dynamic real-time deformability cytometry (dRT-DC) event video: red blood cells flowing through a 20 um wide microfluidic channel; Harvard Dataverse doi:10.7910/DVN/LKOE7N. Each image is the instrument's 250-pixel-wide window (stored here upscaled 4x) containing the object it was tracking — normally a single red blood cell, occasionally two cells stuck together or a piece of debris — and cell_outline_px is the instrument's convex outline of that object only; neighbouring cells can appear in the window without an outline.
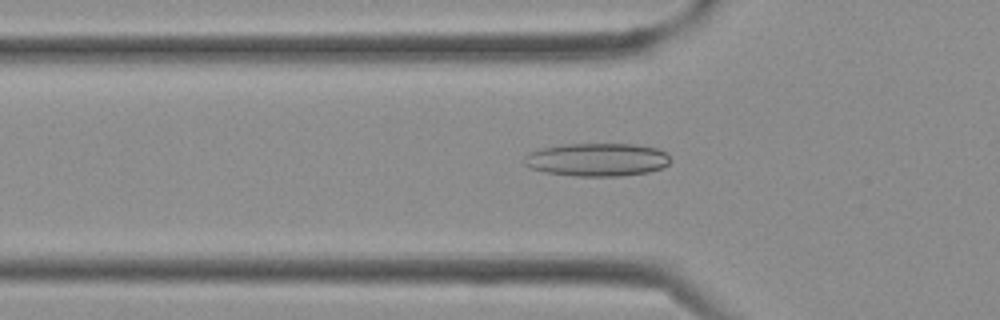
{"species": "Egyptian fruit bat (a non-hibernating species)", "species_latin": "Rousettus aegyptiacus", "temperature_condition": "cold", "stored_images_in_passage": 37, "camera_frame_rate_fps": 3000, "um_per_image_px": 0.085, "frame": {"image": 1, "passage_image": 12, "time_ms": 3.667, "image_size_px": [1000, 320], "cell_outline_px": [[672, 160], [668, 164], [660, 168], [648, 172], [620, 176], [572, 176], [544, 172], [532, 168], [524, 164], [524, 156], [528, 152], [540, 148], [560, 144], [636, 144], [660, 148]], "centroid_in_image_um": [50.73, 13.56], "position_along_channel_um": 75.1, "area_um2": 28.5}}
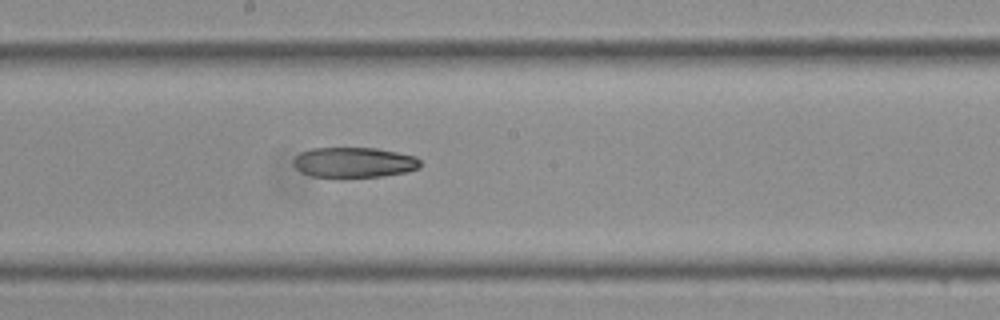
{"frame": {"image": 2, "passage_image": 20, "time_ms": 6.333, "image_size_px": [1000, 320], "cell_outline_px": [[420, 168], [404, 172], [384, 176], [312, 176], [300, 172], [296, 168], [292, 160], [300, 152], [312, 148], [376, 148], [416, 156], [420, 160]], "centroid_in_image_um": [30.09, 13.79], "position_along_channel_um": 218.1, "area_um2": 22.14}}
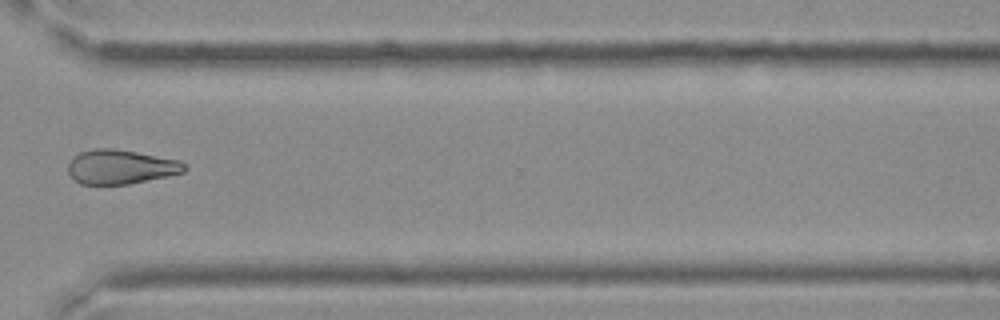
{"frame": {"image": 3, "passage_image": 28, "time_ms": 9.0, "image_size_px": [1000, 320], "cell_outline_px": [[188, 168], [184, 172], [168, 176], [128, 184], [80, 184], [68, 172], [68, 164], [80, 152], [92, 148], [112, 148], [136, 152], [180, 160]], "centroid_in_image_um": [10.28, 14.18], "position_along_channel_um": 360.3, "area_um2": 23.12}}